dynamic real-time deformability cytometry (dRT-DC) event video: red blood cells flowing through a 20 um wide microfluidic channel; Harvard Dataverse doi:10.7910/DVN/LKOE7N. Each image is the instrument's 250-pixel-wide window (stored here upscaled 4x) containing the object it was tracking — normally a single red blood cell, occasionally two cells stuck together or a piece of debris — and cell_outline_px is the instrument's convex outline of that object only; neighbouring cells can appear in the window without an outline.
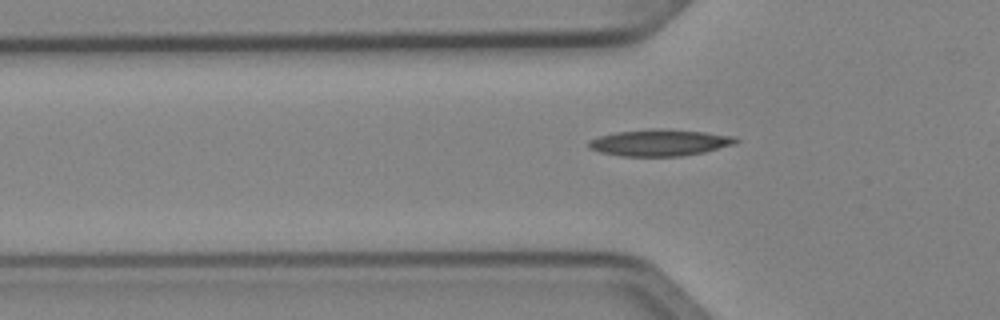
{"species": "Egyptian fruit bat (a non-hibernating species)", "species_latin": "Rousettus aegyptiacus", "temperature_condition": "cold", "stored_images_in_passage": 40, "camera_frame_rate_fps": 3000, "um_per_image_px": 0.085, "animal": {"sex": "female"}, "frame": {"image": 1, "passage_image": 15, "time_ms": 4.667, "image_size_px": [1000, 320], "cell_outline_px": [[740, 140], [736, 144], [704, 152], [680, 156], [624, 156], [600, 152], [588, 148], [588, 140], [600, 136], [616, 132], [652, 128], [660, 128], [704, 132], [736, 136]], "centroid_in_image_um": [56.1, 12.12], "position_along_channel_um": 69.7, "area_um2": 22.89}}
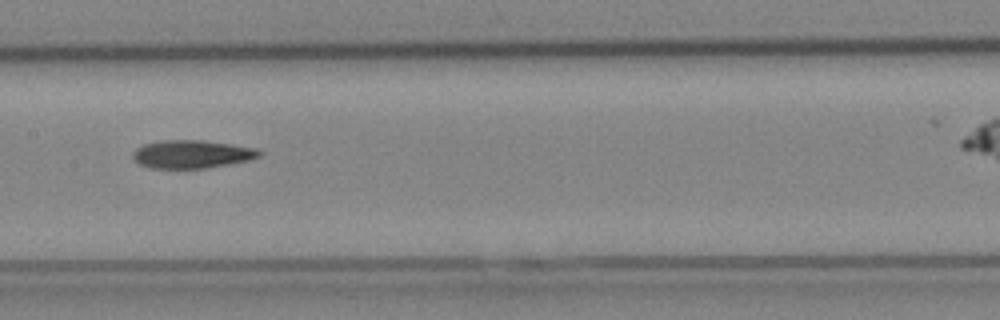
{"frame": {"image": 2, "passage_image": 24, "time_ms": 7.667, "image_size_px": [1000, 320], "cell_outline_px": [[264, 152], [260, 156], [248, 160], [228, 164], [204, 168], [152, 168], [140, 164], [132, 156], [132, 152], [136, 148], [144, 144], [160, 140], [204, 140], [232, 144], [256, 148]], "centroid_in_image_um": [16.32, 13.09], "position_along_channel_um": 191.1, "area_um2": 20.69}}
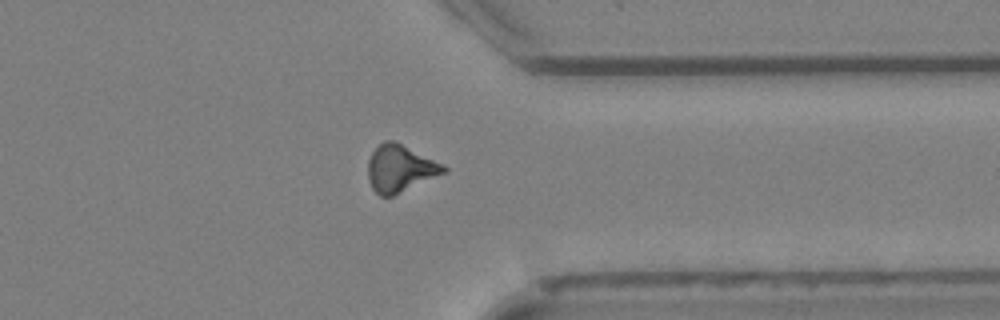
{"frame": {"image": 3, "passage_image": 38, "time_ms": 12.333, "image_size_px": [1000, 320], "cell_outline_px": [[448, 172], [392, 196], [380, 196], [372, 188], [368, 180], [368, 160], [372, 152], [384, 140], [392, 140], [444, 164], [448, 168]], "centroid_in_image_um": [34.02, 14.33], "position_along_channel_um": 377.4, "area_um2": 20.69}}